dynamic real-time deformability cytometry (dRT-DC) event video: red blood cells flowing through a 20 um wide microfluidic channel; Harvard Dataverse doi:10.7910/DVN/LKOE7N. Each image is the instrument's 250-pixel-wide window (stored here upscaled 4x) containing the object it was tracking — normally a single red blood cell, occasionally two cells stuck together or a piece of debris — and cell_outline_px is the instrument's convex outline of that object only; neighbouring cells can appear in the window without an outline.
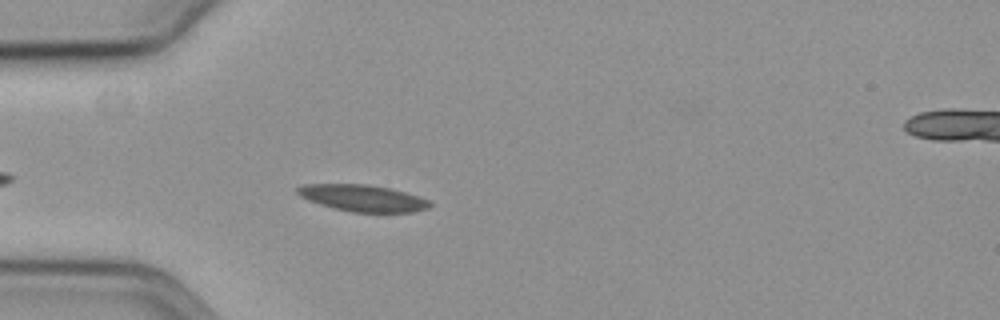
{"species": "common noctule bat (a hibernating species)", "species_latin": "Nyctalus noctula", "temperature_condition": "cold", "stored_images_in_passage": 43, "camera_frame_rate_fps": 3000, "um_per_image_px": 0.085, "animal": {"sex": "female", "body_mass_g": 19.3, "forearm_length_mm": 54.1}, "frame": {"image": 1, "passage_image": 5, "time_ms": 1.333, "image_size_px": [1000, 320], "cell_outline_px": [[432, 204], [428, 208], [412, 212], [352, 212], [332, 208], [308, 200], [300, 196], [296, 192], [296, 188], [304, 184], [364, 184], [388, 188], [404, 192], [428, 200]], "centroid_in_image_um": [30.79, 16.84], "position_along_channel_um": 54.2, "area_um2": 20.35}}
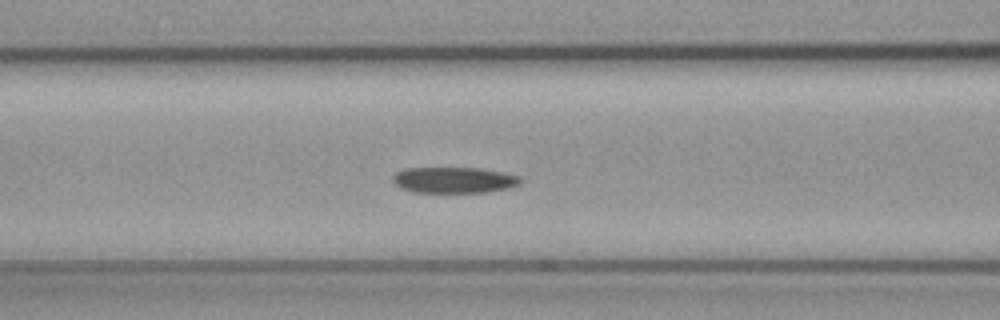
{"frame": {"image": 2, "passage_image": 12, "time_ms": 3.667, "image_size_px": [1000, 320], "cell_outline_px": [[520, 184], [508, 188], [484, 192], [412, 192], [400, 188], [392, 180], [392, 176], [396, 172], [404, 168], [480, 168], [520, 176]], "centroid_in_image_um": [38.54, 15.3], "position_along_channel_um": 128.1, "area_um2": 19.25}}
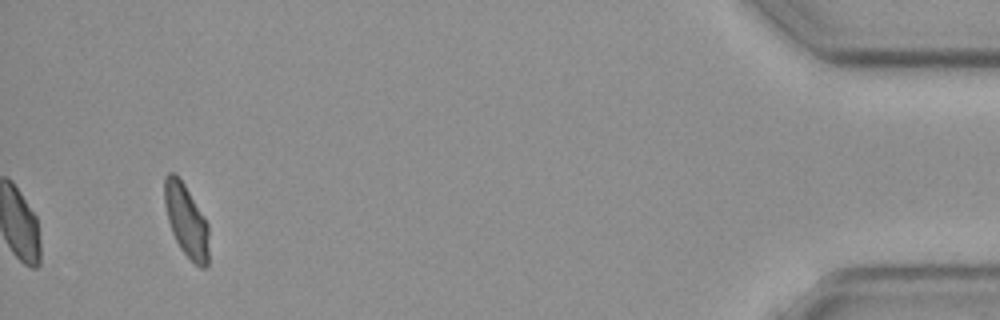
{"frame": {"image": 3, "passage_image": 43, "time_ms": 14.0, "image_size_px": [1000, 320], "cell_outline_px": [[208, 264], [204, 268], [200, 268], [180, 248], [172, 232], [168, 220], [164, 204], [164, 176], [168, 172], [172, 172], [184, 184], [208, 224]], "centroid_in_image_um": [15.82, 18.75], "position_along_channel_um": 419.4, "area_um2": 18.44}, "authors_computed_cell_mechanics": {"area_um2": 19.7676, "velocity_mm_per_s": 3.5782, "shape_relaxation_time_tau1_ms": 7.2193, "shape_relaxation_time_tau2_ms": null, "deformation_change_tau1": 0.1674, "deformation_change_tau2": null}}